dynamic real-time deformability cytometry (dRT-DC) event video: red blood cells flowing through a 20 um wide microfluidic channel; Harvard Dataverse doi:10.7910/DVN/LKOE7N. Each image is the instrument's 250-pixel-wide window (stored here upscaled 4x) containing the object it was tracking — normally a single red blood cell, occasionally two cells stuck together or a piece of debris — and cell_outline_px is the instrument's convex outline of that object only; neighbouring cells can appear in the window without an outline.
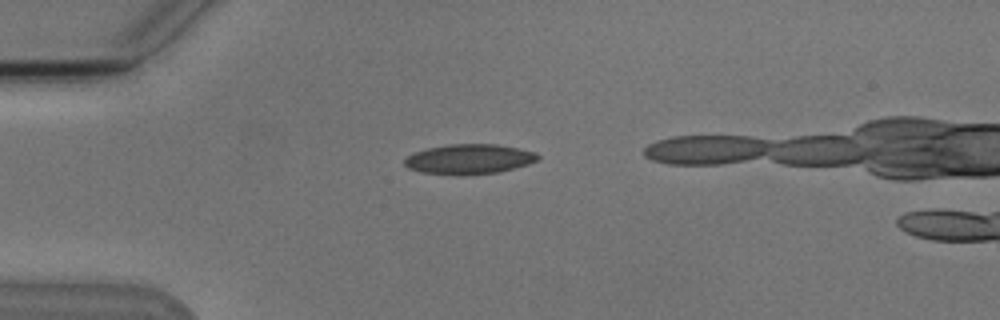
{"species": "Egyptian fruit bat (a non-hibernating species)", "species_latin": "Rousettus aegyptiacus", "temperature_condition": "cold", "stored_images_in_passage": 3, "camera_frame_rate_fps": 3000, "um_per_image_px": 0.085, "animal": {"sex": "male"}, "frame": {"image": 1, "passage_image": 1, "time_ms": 0.0, "image_size_px": [1000, 320], "cell_outline_px": [[540, 160], [528, 164], [500, 172], [464, 176], [456, 176], [420, 172], [408, 168], [404, 164], [404, 160], [412, 152], [428, 148], [448, 144], [496, 144], [536, 152], [540, 156]], "centroid_in_image_um": [39.87, 13.54], "position_along_channel_um": 45.1, "area_um2": 23.64}}